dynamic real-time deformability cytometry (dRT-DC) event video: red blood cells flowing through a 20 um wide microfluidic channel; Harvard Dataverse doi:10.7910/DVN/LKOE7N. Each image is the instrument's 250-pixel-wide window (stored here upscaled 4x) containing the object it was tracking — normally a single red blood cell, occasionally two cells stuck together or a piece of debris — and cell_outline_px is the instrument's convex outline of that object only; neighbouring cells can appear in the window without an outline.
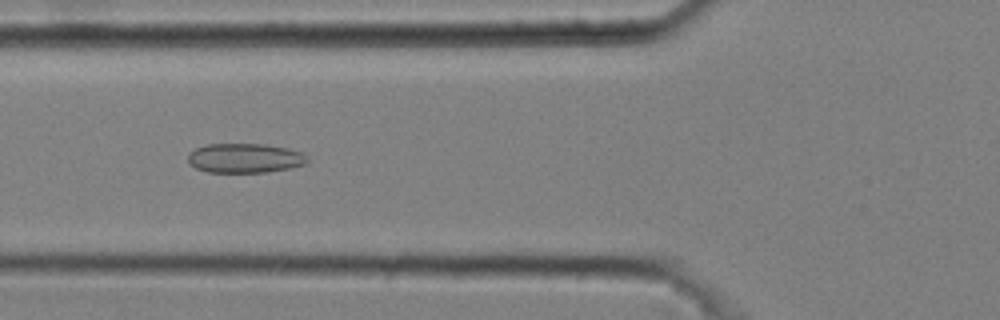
{"species": "common noctule bat (a hibernating species)", "species_latin": "Nyctalus noctula", "temperature_condition": "cold", "stored_images_in_passage": 7, "camera_frame_rate_fps": 3000, "um_per_image_px": 0.085, "animal": {"sex": "male", "body_mass_g": 20.4}, "frame": {"image": 1, "passage_image": 6, "time_ms": 1.667, "image_size_px": [1000, 320], "cell_outline_px": [[308, 160], [304, 164], [288, 168], [268, 172], [208, 172], [196, 168], [188, 164], [188, 152], [204, 144], [264, 144], [288, 148], [300, 152]], "centroid_in_image_um": [20.74, 13.43], "position_along_channel_um": 105.1, "area_um2": 20.46}}
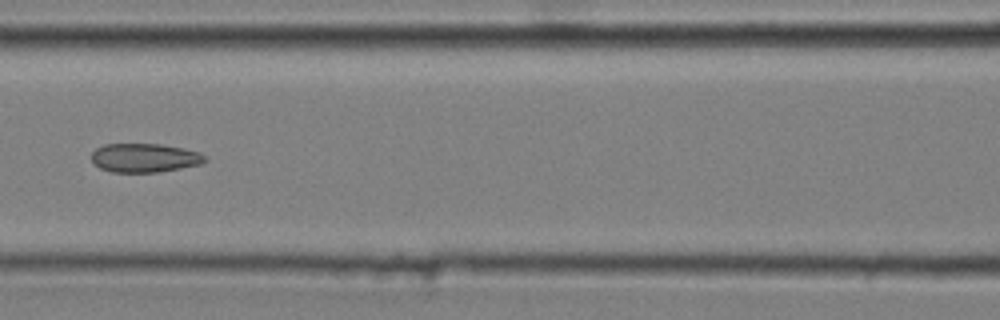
{"frame": {"image": 2, "passage_image": 7, "time_ms": 2.0, "image_size_px": [1000, 320], "cell_outline_px": [[208, 160], [200, 164], [160, 172], [112, 172], [100, 168], [92, 160], [92, 152], [96, 148], [104, 144], [160, 144], [184, 148], [200, 152]], "centroid_in_image_um": [12.3, 13.41], "position_along_channel_um": 154.3, "area_um2": 19.07}}